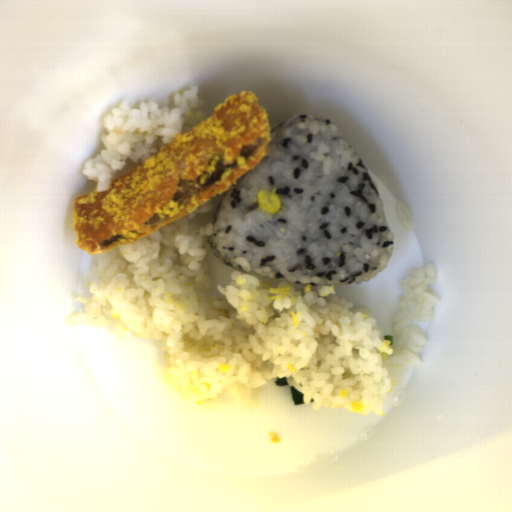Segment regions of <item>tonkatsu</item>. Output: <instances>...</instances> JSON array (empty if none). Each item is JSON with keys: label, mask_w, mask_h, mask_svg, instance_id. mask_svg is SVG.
Instances as JSON below:
<instances>
[{"label": "tonkatsu", "mask_w": 512, "mask_h": 512, "mask_svg": "<svg viewBox=\"0 0 512 512\" xmlns=\"http://www.w3.org/2000/svg\"><path fill=\"white\" fill-rule=\"evenodd\" d=\"M269 116L257 93L229 94L107 190L76 196V244L89 255L132 244L223 194L268 155Z\"/></svg>", "instance_id": "tonkatsu-1"}]
</instances>
